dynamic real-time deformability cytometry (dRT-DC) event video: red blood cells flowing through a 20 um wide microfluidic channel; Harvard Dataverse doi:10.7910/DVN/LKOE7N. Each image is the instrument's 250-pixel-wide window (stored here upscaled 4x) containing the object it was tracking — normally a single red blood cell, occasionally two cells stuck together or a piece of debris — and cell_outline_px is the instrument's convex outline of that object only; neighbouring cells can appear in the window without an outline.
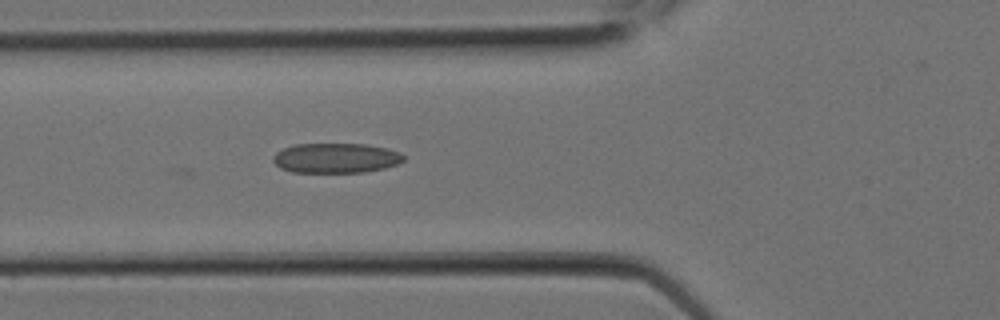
{"species": "Egyptian fruit bat (a non-hibernating species)", "species_latin": "Rousettus aegyptiacus", "temperature_condition": "room temperature", "stored_images_in_passage": 7, "camera_frame_rate_fps": 3000, "um_per_image_px": 0.085, "animal": {"sex": "female"}, "frame": {"image": 1, "passage_image": 7, "time_ms": 2.0, "image_size_px": [1000, 320], "cell_outline_px": [[404, 160], [396, 164], [384, 168], [364, 172], [292, 172], [280, 168], [272, 160], [272, 156], [276, 152], [284, 148], [296, 144], [364, 144], [388, 148], [400, 152], [404, 156]], "centroid_in_image_um": [28.54, 13.43], "position_along_channel_um": 97.3, "area_um2": 22.72}}